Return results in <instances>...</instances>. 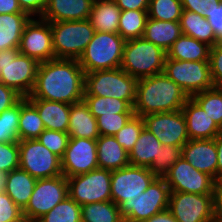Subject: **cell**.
<instances>
[{"instance_id": "cell-1", "label": "cell", "mask_w": 222, "mask_h": 222, "mask_svg": "<svg viewBox=\"0 0 222 222\" xmlns=\"http://www.w3.org/2000/svg\"><path fill=\"white\" fill-rule=\"evenodd\" d=\"M85 72L77 59H53L39 64L27 98L73 104L83 100Z\"/></svg>"}, {"instance_id": "cell-2", "label": "cell", "mask_w": 222, "mask_h": 222, "mask_svg": "<svg viewBox=\"0 0 222 222\" xmlns=\"http://www.w3.org/2000/svg\"><path fill=\"white\" fill-rule=\"evenodd\" d=\"M189 97L164 73L140 78L137 81L134 115L182 110Z\"/></svg>"}, {"instance_id": "cell-3", "label": "cell", "mask_w": 222, "mask_h": 222, "mask_svg": "<svg viewBox=\"0 0 222 222\" xmlns=\"http://www.w3.org/2000/svg\"><path fill=\"white\" fill-rule=\"evenodd\" d=\"M167 53L142 38L127 40L120 68L137 79L163 73Z\"/></svg>"}, {"instance_id": "cell-4", "label": "cell", "mask_w": 222, "mask_h": 222, "mask_svg": "<svg viewBox=\"0 0 222 222\" xmlns=\"http://www.w3.org/2000/svg\"><path fill=\"white\" fill-rule=\"evenodd\" d=\"M137 81L121 68L85 73L84 95L125 100L133 107Z\"/></svg>"}, {"instance_id": "cell-5", "label": "cell", "mask_w": 222, "mask_h": 222, "mask_svg": "<svg viewBox=\"0 0 222 222\" xmlns=\"http://www.w3.org/2000/svg\"><path fill=\"white\" fill-rule=\"evenodd\" d=\"M125 42L118 33L95 31L78 63L85 73L120 68Z\"/></svg>"}, {"instance_id": "cell-6", "label": "cell", "mask_w": 222, "mask_h": 222, "mask_svg": "<svg viewBox=\"0 0 222 222\" xmlns=\"http://www.w3.org/2000/svg\"><path fill=\"white\" fill-rule=\"evenodd\" d=\"M55 59H79L94 36L95 29L86 20L50 22Z\"/></svg>"}, {"instance_id": "cell-7", "label": "cell", "mask_w": 222, "mask_h": 222, "mask_svg": "<svg viewBox=\"0 0 222 222\" xmlns=\"http://www.w3.org/2000/svg\"><path fill=\"white\" fill-rule=\"evenodd\" d=\"M39 62L20 54L18 48L0 50V82L28 97L35 85Z\"/></svg>"}, {"instance_id": "cell-8", "label": "cell", "mask_w": 222, "mask_h": 222, "mask_svg": "<svg viewBox=\"0 0 222 222\" xmlns=\"http://www.w3.org/2000/svg\"><path fill=\"white\" fill-rule=\"evenodd\" d=\"M170 192L165 179L157 177L139 197L124 201L119 206L124 222H145L167 210Z\"/></svg>"}, {"instance_id": "cell-9", "label": "cell", "mask_w": 222, "mask_h": 222, "mask_svg": "<svg viewBox=\"0 0 222 222\" xmlns=\"http://www.w3.org/2000/svg\"><path fill=\"white\" fill-rule=\"evenodd\" d=\"M163 73L188 97L214 88L209 61H181L166 56Z\"/></svg>"}, {"instance_id": "cell-10", "label": "cell", "mask_w": 222, "mask_h": 222, "mask_svg": "<svg viewBox=\"0 0 222 222\" xmlns=\"http://www.w3.org/2000/svg\"><path fill=\"white\" fill-rule=\"evenodd\" d=\"M67 196L68 182L64 175L37 179L30 200L22 210L25 222H36Z\"/></svg>"}, {"instance_id": "cell-11", "label": "cell", "mask_w": 222, "mask_h": 222, "mask_svg": "<svg viewBox=\"0 0 222 222\" xmlns=\"http://www.w3.org/2000/svg\"><path fill=\"white\" fill-rule=\"evenodd\" d=\"M68 194L79 205L111 200V171L95 169L67 178Z\"/></svg>"}, {"instance_id": "cell-12", "label": "cell", "mask_w": 222, "mask_h": 222, "mask_svg": "<svg viewBox=\"0 0 222 222\" xmlns=\"http://www.w3.org/2000/svg\"><path fill=\"white\" fill-rule=\"evenodd\" d=\"M19 168L35 179L63 175L61 159L37 139L19 140Z\"/></svg>"}, {"instance_id": "cell-13", "label": "cell", "mask_w": 222, "mask_h": 222, "mask_svg": "<svg viewBox=\"0 0 222 222\" xmlns=\"http://www.w3.org/2000/svg\"><path fill=\"white\" fill-rule=\"evenodd\" d=\"M157 177L148 167L129 164L111 171V201L120 206L140 196Z\"/></svg>"}, {"instance_id": "cell-14", "label": "cell", "mask_w": 222, "mask_h": 222, "mask_svg": "<svg viewBox=\"0 0 222 222\" xmlns=\"http://www.w3.org/2000/svg\"><path fill=\"white\" fill-rule=\"evenodd\" d=\"M168 210L178 222H215L213 194L170 192Z\"/></svg>"}, {"instance_id": "cell-15", "label": "cell", "mask_w": 222, "mask_h": 222, "mask_svg": "<svg viewBox=\"0 0 222 222\" xmlns=\"http://www.w3.org/2000/svg\"><path fill=\"white\" fill-rule=\"evenodd\" d=\"M171 192L213 194L215 180L198 171L183 157L177 160L164 176Z\"/></svg>"}, {"instance_id": "cell-16", "label": "cell", "mask_w": 222, "mask_h": 222, "mask_svg": "<svg viewBox=\"0 0 222 222\" xmlns=\"http://www.w3.org/2000/svg\"><path fill=\"white\" fill-rule=\"evenodd\" d=\"M18 50L39 63L55 59L50 22L32 17L24 27Z\"/></svg>"}, {"instance_id": "cell-17", "label": "cell", "mask_w": 222, "mask_h": 222, "mask_svg": "<svg viewBox=\"0 0 222 222\" xmlns=\"http://www.w3.org/2000/svg\"><path fill=\"white\" fill-rule=\"evenodd\" d=\"M142 118L145 128L163 145L183 146L190 140L182 110L149 114Z\"/></svg>"}, {"instance_id": "cell-18", "label": "cell", "mask_w": 222, "mask_h": 222, "mask_svg": "<svg viewBox=\"0 0 222 222\" xmlns=\"http://www.w3.org/2000/svg\"><path fill=\"white\" fill-rule=\"evenodd\" d=\"M98 168L96 140L70 137L61 159L63 175L69 178Z\"/></svg>"}, {"instance_id": "cell-19", "label": "cell", "mask_w": 222, "mask_h": 222, "mask_svg": "<svg viewBox=\"0 0 222 222\" xmlns=\"http://www.w3.org/2000/svg\"><path fill=\"white\" fill-rule=\"evenodd\" d=\"M182 157L198 171L217 181V148L214 139L189 140L183 145Z\"/></svg>"}, {"instance_id": "cell-20", "label": "cell", "mask_w": 222, "mask_h": 222, "mask_svg": "<svg viewBox=\"0 0 222 222\" xmlns=\"http://www.w3.org/2000/svg\"><path fill=\"white\" fill-rule=\"evenodd\" d=\"M94 0H47L41 19L62 22L89 19Z\"/></svg>"}, {"instance_id": "cell-21", "label": "cell", "mask_w": 222, "mask_h": 222, "mask_svg": "<svg viewBox=\"0 0 222 222\" xmlns=\"http://www.w3.org/2000/svg\"><path fill=\"white\" fill-rule=\"evenodd\" d=\"M182 112L190 140L214 139L221 132V129L192 97L187 99Z\"/></svg>"}, {"instance_id": "cell-22", "label": "cell", "mask_w": 222, "mask_h": 222, "mask_svg": "<svg viewBox=\"0 0 222 222\" xmlns=\"http://www.w3.org/2000/svg\"><path fill=\"white\" fill-rule=\"evenodd\" d=\"M36 108L46 130L67 132L71 104L37 98H27Z\"/></svg>"}, {"instance_id": "cell-23", "label": "cell", "mask_w": 222, "mask_h": 222, "mask_svg": "<svg viewBox=\"0 0 222 222\" xmlns=\"http://www.w3.org/2000/svg\"><path fill=\"white\" fill-rule=\"evenodd\" d=\"M97 161L100 169L110 171L130 164L129 153L112 135H100L97 139Z\"/></svg>"}, {"instance_id": "cell-24", "label": "cell", "mask_w": 222, "mask_h": 222, "mask_svg": "<svg viewBox=\"0 0 222 222\" xmlns=\"http://www.w3.org/2000/svg\"><path fill=\"white\" fill-rule=\"evenodd\" d=\"M36 181L28 172L17 168L5 174L2 190L23 210L30 200Z\"/></svg>"}, {"instance_id": "cell-25", "label": "cell", "mask_w": 222, "mask_h": 222, "mask_svg": "<svg viewBox=\"0 0 222 222\" xmlns=\"http://www.w3.org/2000/svg\"><path fill=\"white\" fill-rule=\"evenodd\" d=\"M68 135L92 140L100 136L97 119L90 113L84 100L71 104Z\"/></svg>"}, {"instance_id": "cell-26", "label": "cell", "mask_w": 222, "mask_h": 222, "mask_svg": "<svg viewBox=\"0 0 222 222\" xmlns=\"http://www.w3.org/2000/svg\"><path fill=\"white\" fill-rule=\"evenodd\" d=\"M182 35L179 21L147 18L143 38L161 47L166 53Z\"/></svg>"}, {"instance_id": "cell-27", "label": "cell", "mask_w": 222, "mask_h": 222, "mask_svg": "<svg viewBox=\"0 0 222 222\" xmlns=\"http://www.w3.org/2000/svg\"><path fill=\"white\" fill-rule=\"evenodd\" d=\"M120 14L114 0H94L89 21L97 32L118 33Z\"/></svg>"}, {"instance_id": "cell-28", "label": "cell", "mask_w": 222, "mask_h": 222, "mask_svg": "<svg viewBox=\"0 0 222 222\" xmlns=\"http://www.w3.org/2000/svg\"><path fill=\"white\" fill-rule=\"evenodd\" d=\"M161 146L163 144L158 138L144 127L132 150L129 152L130 164L149 167L152 162H159Z\"/></svg>"}, {"instance_id": "cell-29", "label": "cell", "mask_w": 222, "mask_h": 222, "mask_svg": "<svg viewBox=\"0 0 222 222\" xmlns=\"http://www.w3.org/2000/svg\"><path fill=\"white\" fill-rule=\"evenodd\" d=\"M31 18L28 13L0 14V50L19 47L24 27Z\"/></svg>"}, {"instance_id": "cell-30", "label": "cell", "mask_w": 222, "mask_h": 222, "mask_svg": "<svg viewBox=\"0 0 222 222\" xmlns=\"http://www.w3.org/2000/svg\"><path fill=\"white\" fill-rule=\"evenodd\" d=\"M182 34L193 37L210 47H213L220 40L216 37L208 20L197 13L182 10L179 20Z\"/></svg>"}, {"instance_id": "cell-31", "label": "cell", "mask_w": 222, "mask_h": 222, "mask_svg": "<svg viewBox=\"0 0 222 222\" xmlns=\"http://www.w3.org/2000/svg\"><path fill=\"white\" fill-rule=\"evenodd\" d=\"M210 48L209 45L182 34L167 51V57L181 61H209Z\"/></svg>"}, {"instance_id": "cell-32", "label": "cell", "mask_w": 222, "mask_h": 222, "mask_svg": "<svg viewBox=\"0 0 222 222\" xmlns=\"http://www.w3.org/2000/svg\"><path fill=\"white\" fill-rule=\"evenodd\" d=\"M44 130L45 126L39 117L37 108L27 97H22L18 127L19 140L37 139Z\"/></svg>"}, {"instance_id": "cell-33", "label": "cell", "mask_w": 222, "mask_h": 222, "mask_svg": "<svg viewBox=\"0 0 222 222\" xmlns=\"http://www.w3.org/2000/svg\"><path fill=\"white\" fill-rule=\"evenodd\" d=\"M82 222H124L119 206L104 201L81 205Z\"/></svg>"}, {"instance_id": "cell-34", "label": "cell", "mask_w": 222, "mask_h": 222, "mask_svg": "<svg viewBox=\"0 0 222 222\" xmlns=\"http://www.w3.org/2000/svg\"><path fill=\"white\" fill-rule=\"evenodd\" d=\"M147 18V10L121 11L118 34L125 41L142 38Z\"/></svg>"}, {"instance_id": "cell-35", "label": "cell", "mask_w": 222, "mask_h": 222, "mask_svg": "<svg viewBox=\"0 0 222 222\" xmlns=\"http://www.w3.org/2000/svg\"><path fill=\"white\" fill-rule=\"evenodd\" d=\"M83 100L95 118L102 115L134 113L133 107L125 100L91 95H84Z\"/></svg>"}, {"instance_id": "cell-36", "label": "cell", "mask_w": 222, "mask_h": 222, "mask_svg": "<svg viewBox=\"0 0 222 222\" xmlns=\"http://www.w3.org/2000/svg\"><path fill=\"white\" fill-rule=\"evenodd\" d=\"M192 98L209 115L214 123L222 129V89L214 87L196 93Z\"/></svg>"}, {"instance_id": "cell-37", "label": "cell", "mask_w": 222, "mask_h": 222, "mask_svg": "<svg viewBox=\"0 0 222 222\" xmlns=\"http://www.w3.org/2000/svg\"><path fill=\"white\" fill-rule=\"evenodd\" d=\"M36 222H82L81 205L67 196Z\"/></svg>"}, {"instance_id": "cell-38", "label": "cell", "mask_w": 222, "mask_h": 222, "mask_svg": "<svg viewBox=\"0 0 222 222\" xmlns=\"http://www.w3.org/2000/svg\"><path fill=\"white\" fill-rule=\"evenodd\" d=\"M21 99L0 114V143L19 142L18 127Z\"/></svg>"}, {"instance_id": "cell-39", "label": "cell", "mask_w": 222, "mask_h": 222, "mask_svg": "<svg viewBox=\"0 0 222 222\" xmlns=\"http://www.w3.org/2000/svg\"><path fill=\"white\" fill-rule=\"evenodd\" d=\"M180 0H149L148 18L162 21H179L182 14Z\"/></svg>"}, {"instance_id": "cell-40", "label": "cell", "mask_w": 222, "mask_h": 222, "mask_svg": "<svg viewBox=\"0 0 222 222\" xmlns=\"http://www.w3.org/2000/svg\"><path fill=\"white\" fill-rule=\"evenodd\" d=\"M144 120L141 116L133 115L130 120L117 132L114 137L117 142L129 153L140 133L144 129Z\"/></svg>"}, {"instance_id": "cell-41", "label": "cell", "mask_w": 222, "mask_h": 222, "mask_svg": "<svg viewBox=\"0 0 222 222\" xmlns=\"http://www.w3.org/2000/svg\"><path fill=\"white\" fill-rule=\"evenodd\" d=\"M183 146L163 145L160 147L159 162H152L148 167L156 177L164 178L170 167L182 158Z\"/></svg>"}, {"instance_id": "cell-42", "label": "cell", "mask_w": 222, "mask_h": 222, "mask_svg": "<svg viewBox=\"0 0 222 222\" xmlns=\"http://www.w3.org/2000/svg\"><path fill=\"white\" fill-rule=\"evenodd\" d=\"M70 136L67 132H59L55 130H44L37 140L47 147L51 152L57 155L60 159L64 156L68 146Z\"/></svg>"}, {"instance_id": "cell-43", "label": "cell", "mask_w": 222, "mask_h": 222, "mask_svg": "<svg viewBox=\"0 0 222 222\" xmlns=\"http://www.w3.org/2000/svg\"><path fill=\"white\" fill-rule=\"evenodd\" d=\"M133 115L134 113H122L97 117V127L100 135L114 136Z\"/></svg>"}, {"instance_id": "cell-44", "label": "cell", "mask_w": 222, "mask_h": 222, "mask_svg": "<svg viewBox=\"0 0 222 222\" xmlns=\"http://www.w3.org/2000/svg\"><path fill=\"white\" fill-rule=\"evenodd\" d=\"M19 168V144L0 143V172L4 175Z\"/></svg>"}, {"instance_id": "cell-45", "label": "cell", "mask_w": 222, "mask_h": 222, "mask_svg": "<svg viewBox=\"0 0 222 222\" xmlns=\"http://www.w3.org/2000/svg\"><path fill=\"white\" fill-rule=\"evenodd\" d=\"M0 222H25L22 209L3 190L0 191Z\"/></svg>"}, {"instance_id": "cell-46", "label": "cell", "mask_w": 222, "mask_h": 222, "mask_svg": "<svg viewBox=\"0 0 222 222\" xmlns=\"http://www.w3.org/2000/svg\"><path fill=\"white\" fill-rule=\"evenodd\" d=\"M209 63L214 87L222 89V42L210 48Z\"/></svg>"}, {"instance_id": "cell-47", "label": "cell", "mask_w": 222, "mask_h": 222, "mask_svg": "<svg viewBox=\"0 0 222 222\" xmlns=\"http://www.w3.org/2000/svg\"><path fill=\"white\" fill-rule=\"evenodd\" d=\"M204 17L208 20L213 28L216 37L222 39V2L212 4L208 11L204 13Z\"/></svg>"}, {"instance_id": "cell-48", "label": "cell", "mask_w": 222, "mask_h": 222, "mask_svg": "<svg viewBox=\"0 0 222 222\" xmlns=\"http://www.w3.org/2000/svg\"><path fill=\"white\" fill-rule=\"evenodd\" d=\"M22 97L15 89L0 82V114L15 105Z\"/></svg>"}, {"instance_id": "cell-49", "label": "cell", "mask_w": 222, "mask_h": 222, "mask_svg": "<svg viewBox=\"0 0 222 222\" xmlns=\"http://www.w3.org/2000/svg\"><path fill=\"white\" fill-rule=\"evenodd\" d=\"M183 10L197 13L204 16V13L208 11V8L212 4L221 3L222 0H180Z\"/></svg>"}, {"instance_id": "cell-50", "label": "cell", "mask_w": 222, "mask_h": 222, "mask_svg": "<svg viewBox=\"0 0 222 222\" xmlns=\"http://www.w3.org/2000/svg\"><path fill=\"white\" fill-rule=\"evenodd\" d=\"M18 2L21 9L31 17H41L45 10L47 0H18Z\"/></svg>"}, {"instance_id": "cell-51", "label": "cell", "mask_w": 222, "mask_h": 222, "mask_svg": "<svg viewBox=\"0 0 222 222\" xmlns=\"http://www.w3.org/2000/svg\"><path fill=\"white\" fill-rule=\"evenodd\" d=\"M213 203L215 222H222V180L215 181Z\"/></svg>"}, {"instance_id": "cell-52", "label": "cell", "mask_w": 222, "mask_h": 222, "mask_svg": "<svg viewBox=\"0 0 222 222\" xmlns=\"http://www.w3.org/2000/svg\"><path fill=\"white\" fill-rule=\"evenodd\" d=\"M121 11L148 10L149 0H114Z\"/></svg>"}, {"instance_id": "cell-53", "label": "cell", "mask_w": 222, "mask_h": 222, "mask_svg": "<svg viewBox=\"0 0 222 222\" xmlns=\"http://www.w3.org/2000/svg\"><path fill=\"white\" fill-rule=\"evenodd\" d=\"M26 13L24 12L18 0H0V14Z\"/></svg>"}, {"instance_id": "cell-54", "label": "cell", "mask_w": 222, "mask_h": 222, "mask_svg": "<svg viewBox=\"0 0 222 222\" xmlns=\"http://www.w3.org/2000/svg\"><path fill=\"white\" fill-rule=\"evenodd\" d=\"M217 148V181L222 180V131L214 138Z\"/></svg>"}, {"instance_id": "cell-55", "label": "cell", "mask_w": 222, "mask_h": 222, "mask_svg": "<svg viewBox=\"0 0 222 222\" xmlns=\"http://www.w3.org/2000/svg\"><path fill=\"white\" fill-rule=\"evenodd\" d=\"M145 222H178L171 212L167 209L158 214L153 215Z\"/></svg>"}, {"instance_id": "cell-56", "label": "cell", "mask_w": 222, "mask_h": 222, "mask_svg": "<svg viewBox=\"0 0 222 222\" xmlns=\"http://www.w3.org/2000/svg\"><path fill=\"white\" fill-rule=\"evenodd\" d=\"M4 174L0 172V191L3 188V183H4Z\"/></svg>"}]
</instances>
